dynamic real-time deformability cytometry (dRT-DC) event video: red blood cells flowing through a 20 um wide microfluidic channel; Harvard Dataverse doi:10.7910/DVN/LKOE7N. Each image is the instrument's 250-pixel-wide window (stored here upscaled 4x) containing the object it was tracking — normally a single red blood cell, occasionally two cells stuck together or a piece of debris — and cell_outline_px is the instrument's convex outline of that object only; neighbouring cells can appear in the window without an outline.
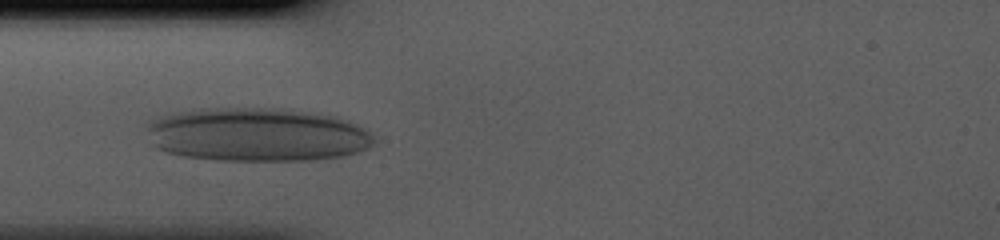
{"species": "human", "species_latin": "Homo sapiens", "temperature_condition": "cold", "stored_images_in_passage": 30, "camera_frame_rate_fps": 3000, "um_per_image_px": 0.085, "donor": {"sex": "male"}, "frame": {"image": 1, "passage_image": 5, "time_ms": 1.333, "image_size_px": [1000, 240], "cell_outline_px": [[372, 144], [368, 148], [356, 152], [340, 156], [308, 160], [216, 160], [180, 156], [164, 152], [148, 144], [148, 124], [156, 116], [172, 112], [200, 108], [292, 108], [340, 116], [364, 128], [372, 136]], "centroid_in_image_um": [21.77, 11.42], "position_along_channel_um": 63.2, "area_um2": 72.13}}
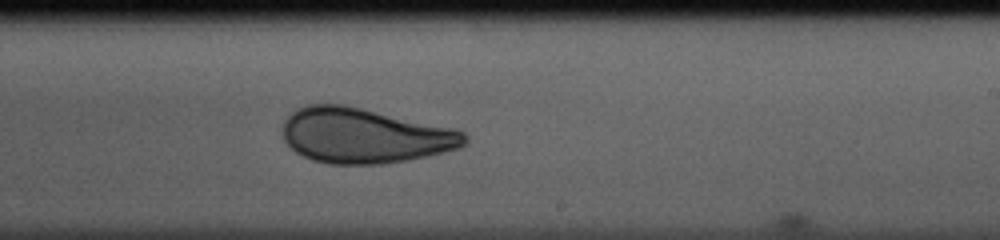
{"frame": {"image": 2, "passage_image": 19, "time_ms": 6.0, "image_size_px": [1000, 240], "cell_outline_px": [[468, 140], [460, 148], [428, 156], [380, 164], [328, 164], [312, 160], [296, 152], [284, 140], [280, 132], [284, 120], [296, 108], [308, 104], [344, 104], [456, 128], [464, 132], [468, 136]], "centroid_in_image_um": [30.97, 11.52], "position_along_channel_um": 258.0, "area_um2": 58.9}}
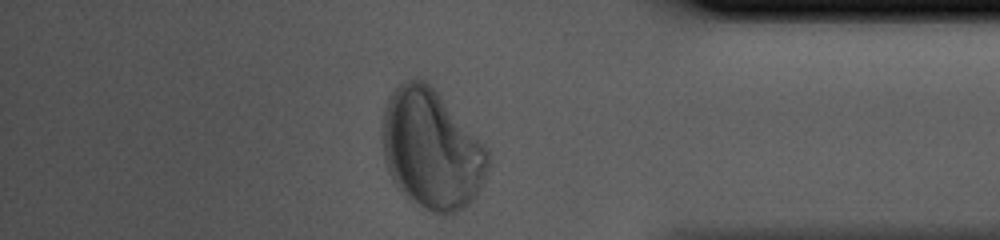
{"frame": {"image": 3, "passage_image": 30, "time_ms": 9.667, "image_size_px": [1000, 240], "cell_outline_px": [[488, 168], [480, 188], [476, 196], [464, 208], [452, 216], [444, 216], [424, 208], [408, 200], [400, 192], [392, 180], [388, 172], [384, 156], [384, 108], [396, 84], [404, 80], [428, 80], [488, 148]], "centroid_in_image_um": [36.69, 12.71], "position_along_channel_um": 398.5, "area_um2": 73.98}}